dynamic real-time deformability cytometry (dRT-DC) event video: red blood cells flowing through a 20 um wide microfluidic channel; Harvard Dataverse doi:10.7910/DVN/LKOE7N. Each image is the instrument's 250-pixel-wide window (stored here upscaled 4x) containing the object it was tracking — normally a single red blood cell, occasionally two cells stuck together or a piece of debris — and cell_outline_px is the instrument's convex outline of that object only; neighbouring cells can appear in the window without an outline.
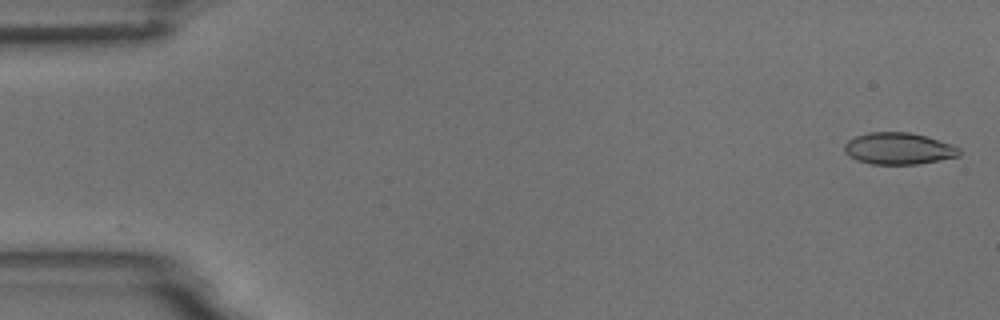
{"species": "common noctule bat (a hibernating species)", "species_latin": "Nyctalus noctula", "temperature_condition": "room temperature", "stored_images_in_passage": 16, "camera_frame_rate_fps": 3000, "um_per_image_px": 0.085, "animal": {"sex": "male", "body_mass_g": 18.8}, "frame": {"image": 1, "passage_image": 1, "time_ms": 0.0, "image_size_px": [1000, 320], "cell_outline_px": [[960, 156], [940, 160], [916, 164], [872, 164], [856, 160], [848, 156], [844, 152], [844, 144], [848, 140], [856, 136], [868, 132], [908, 132], [928, 136], [960, 148]], "centroid_in_image_um": [76.36, 12.62], "position_along_channel_um": 8.6, "area_um2": 21.33}}
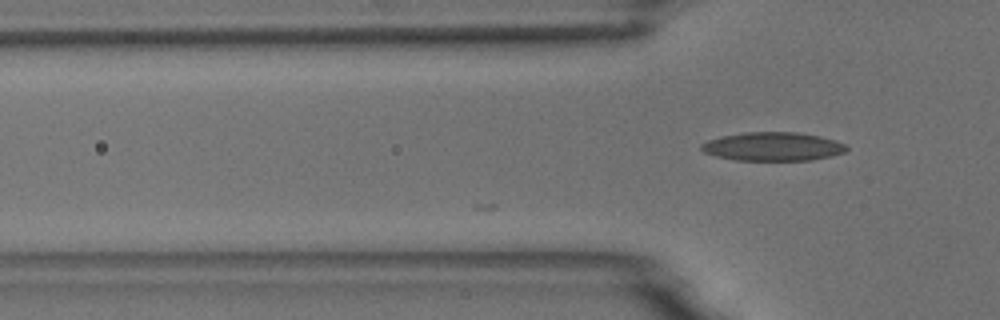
{"frame": {"image": 2, "passage_image": 16, "time_ms": 5.0, "image_size_px": [1000, 320], "cell_outline_px": [[848, 148], [844, 152], [832, 156], [812, 160], [736, 160], [716, 156], [704, 152], [700, 148], [700, 144], [708, 140], [724, 136], [744, 132], [796, 132], [820, 136], [844, 144]], "centroid_in_image_um": [65.68, 12.46], "position_along_channel_um": 60.1, "area_um2": 24.04}}